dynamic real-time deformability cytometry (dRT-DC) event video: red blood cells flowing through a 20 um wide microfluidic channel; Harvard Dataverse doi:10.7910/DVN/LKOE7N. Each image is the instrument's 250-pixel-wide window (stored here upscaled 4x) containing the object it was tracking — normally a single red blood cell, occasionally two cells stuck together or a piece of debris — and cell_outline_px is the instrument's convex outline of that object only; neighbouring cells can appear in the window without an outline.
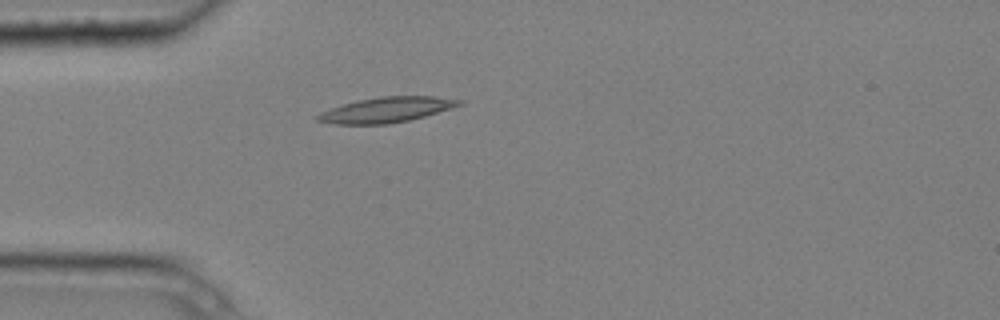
{"species": "common noctule bat (a hibernating species)", "species_latin": "Nyctalus noctula", "temperature_condition": "cold", "stored_images_in_passage": 1, "camera_frame_rate_fps": 3000, "um_per_image_px": 0.085, "animal": {"sex": "male", "body_mass_g": 20.4}, "frame": {"image": 1, "passage_image": 1, "time_ms": 0.0, "image_size_px": [1000, 320], "cell_outline_px": [[464, 104], [452, 108], [424, 116], [408, 120], [388, 124], [332, 124], [316, 120], [316, 116], [320, 112], [344, 104], [360, 100], [380, 96], [432, 96], [464, 100]], "centroid_in_image_um": [32.87, 9.33], "position_along_channel_um": 52.1, "area_um2": 20.69}}